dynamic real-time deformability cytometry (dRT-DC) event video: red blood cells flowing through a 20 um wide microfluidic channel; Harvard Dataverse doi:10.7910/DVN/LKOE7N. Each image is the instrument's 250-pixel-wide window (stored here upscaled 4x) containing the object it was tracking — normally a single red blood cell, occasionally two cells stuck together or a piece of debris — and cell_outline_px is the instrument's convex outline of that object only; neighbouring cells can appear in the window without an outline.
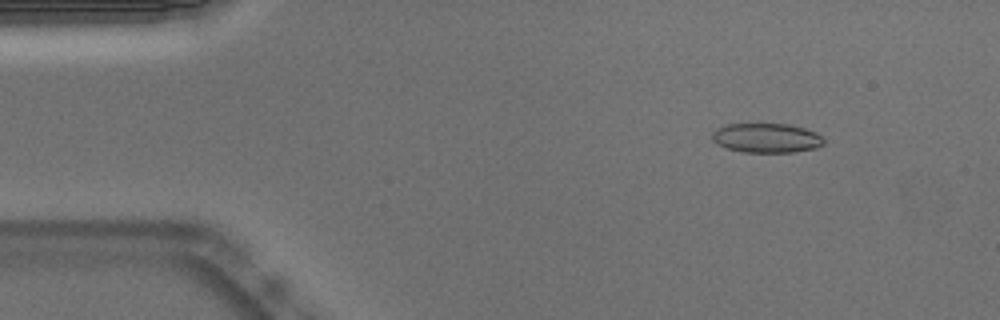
{"species": "Egyptian fruit bat (a non-hibernating species)", "species_latin": "Rousettus aegyptiacus", "temperature_condition": "warm", "stored_images_in_passage": 47, "camera_frame_rate_fps": 3000, "um_per_image_px": 0.085, "animal": {"sex": "male"}, "frame": {"image": 1, "passage_image": 1, "time_ms": 0.0, "image_size_px": [1000, 320], "cell_outline_px": [[824, 144], [816, 148], [792, 152], [744, 152], [728, 148], [716, 144], [712, 140], [712, 132], [716, 128], [728, 124], [788, 124], [804, 128], [816, 132], [824, 140]], "centroid_in_image_um": [65.14, 11.72], "position_along_channel_um": 19.9, "area_um2": 19.13}}
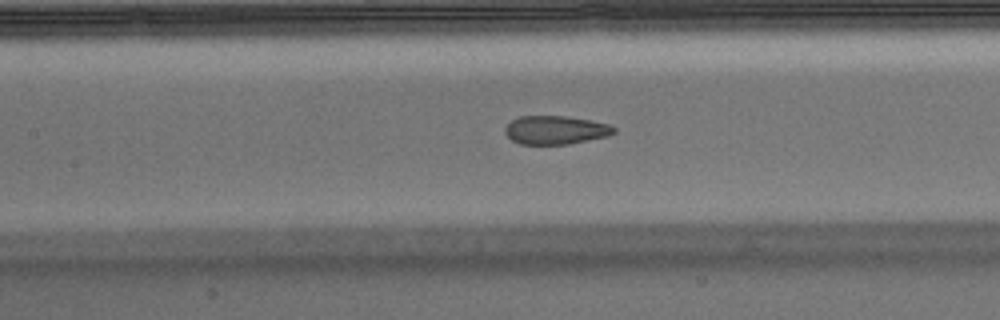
{"frame": {"image": 2, "passage_image": 18, "time_ms": 5.667, "image_size_px": [1000, 320], "cell_outline_px": [[616, 132], [608, 136], [568, 144], [520, 144], [512, 140], [504, 132], [504, 128], [512, 120], [520, 116], [564, 116], [592, 120], [608, 124], [616, 128]], "centroid_in_image_um": [47.23, 11.05], "position_along_channel_um": 160.2, "area_um2": 18.09}}
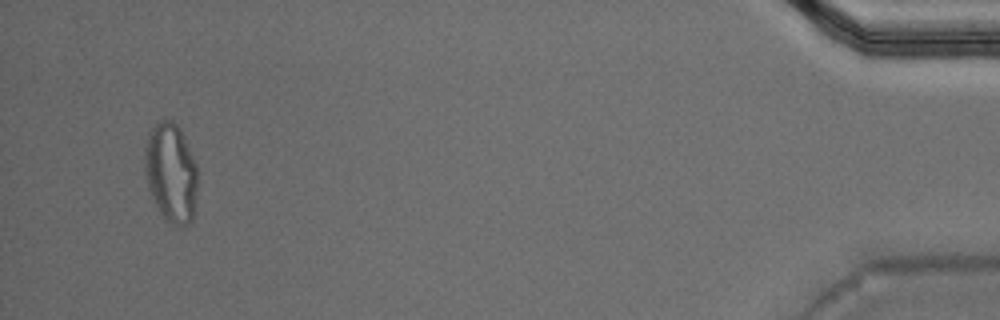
{"frame": {"image": 3, "passage_image": 45, "time_ms": 14.667, "image_size_px": [1000, 320], "cell_outline_px": [[196, 188], [192, 220], [188, 224], [172, 224], [156, 208], [148, 188], [144, 168], [144, 148], [148, 132], [160, 120], [172, 120], [180, 128], [184, 136], [196, 164]], "centroid_in_image_um": [14.49, 14.63], "position_along_channel_um": 420.7, "area_um2": 30.4}, "authors_computed_cell_mechanics": {"area_um2": 19.8832, "velocity_mm_per_s": 3.7996, "shape_relaxation_time_tau1_ms": null, "shape_relaxation_time_tau2_ms": 1.1144, "deformation_change_tau1": null, "deformation_change_tau2": 0.077}}